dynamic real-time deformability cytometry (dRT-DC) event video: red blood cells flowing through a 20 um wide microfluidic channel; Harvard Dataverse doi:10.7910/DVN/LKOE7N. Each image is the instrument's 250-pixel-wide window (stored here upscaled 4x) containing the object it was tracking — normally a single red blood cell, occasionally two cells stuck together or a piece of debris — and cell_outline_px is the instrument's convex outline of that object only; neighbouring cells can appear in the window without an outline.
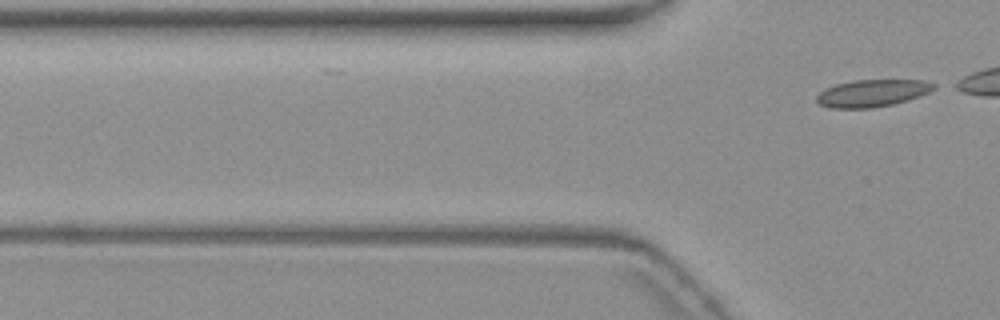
{"species": "common noctule bat (a hibernating species)", "species_latin": "Nyctalus noctula", "temperature_condition": "warm", "stored_images_in_passage": 2, "camera_frame_rate_fps": 3000, "um_per_image_px": 0.085, "animal": {"sex": "female", "body_mass_g": 19.3, "forearm_length_mm": 54.1}, "frame": {"image": 1, "passage_image": 2, "time_ms": 1.333, "image_size_px": [1000, 320], "cell_outline_px": [[936, 88], [920, 96], [908, 100], [892, 104], [872, 108], [832, 108], [820, 104], [816, 100], [816, 96], [820, 92], [836, 84], [852, 80], [924, 80], [936, 84]], "centroid_in_image_um": [74.17, 7.91], "position_along_channel_um": 51.6, "area_um2": 18.5}}